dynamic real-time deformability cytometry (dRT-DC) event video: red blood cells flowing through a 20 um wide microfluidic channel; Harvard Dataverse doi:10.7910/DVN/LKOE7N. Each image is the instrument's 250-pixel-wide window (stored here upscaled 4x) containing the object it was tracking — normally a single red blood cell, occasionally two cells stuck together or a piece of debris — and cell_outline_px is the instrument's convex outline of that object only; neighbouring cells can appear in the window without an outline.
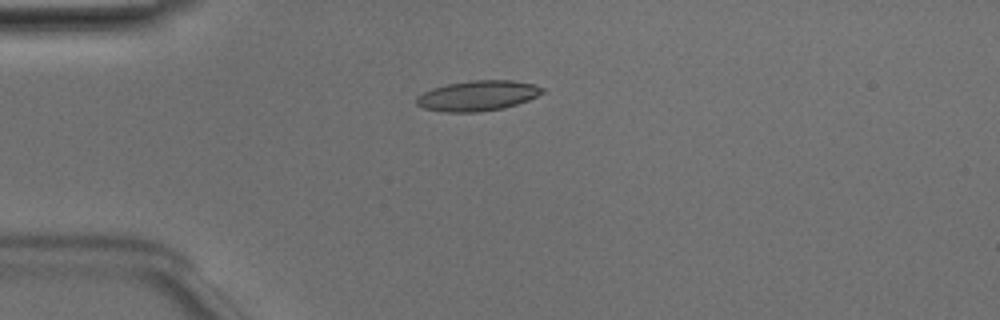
{"species": "Egyptian fruit bat (a non-hibernating species)", "species_latin": "Rousettus aegyptiacus", "temperature_condition": "room temperature", "stored_images_in_passage": 51, "camera_frame_rate_fps": 3000, "um_per_image_px": 0.085, "animal": {"sex": "male"}, "frame": {"image": 1, "passage_image": 13, "time_ms": 4.0, "image_size_px": [1000, 320], "cell_outline_px": [[544, 92], [528, 100], [504, 108], [480, 112], [444, 112], [424, 108], [416, 104], [416, 96], [432, 88], [448, 84], [472, 80], [512, 80], [532, 84], [544, 88]], "centroid_in_image_um": [40.59, 8.14], "position_along_channel_um": 44.4, "area_um2": 22.14}}
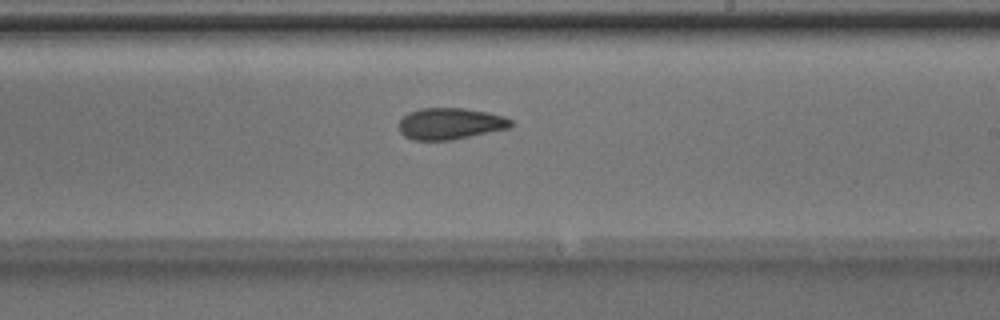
{"frame": {"image": 2, "passage_image": 30, "time_ms": 9.667, "image_size_px": [1000, 320], "cell_outline_px": [[512, 128], [452, 140], [412, 140], [404, 136], [400, 132], [400, 120], [408, 112], [420, 108], [464, 108], [488, 112], [504, 116], [512, 120]], "centroid_in_image_um": [38.3, 10.51], "position_along_channel_um": 250.7, "area_um2": 20.75}}
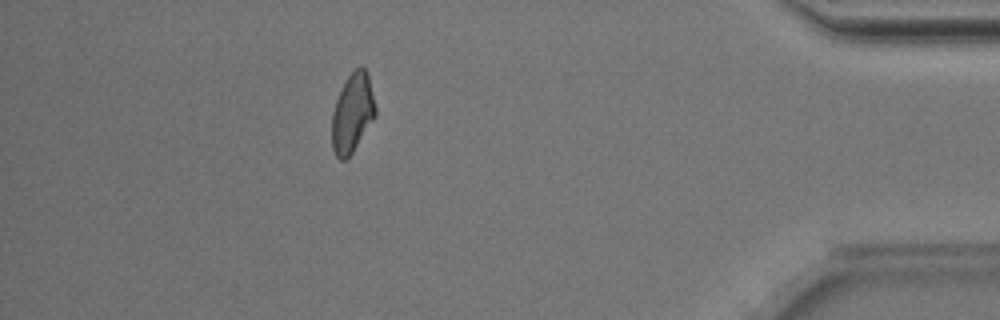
{"frame": {"image": 3, "passage_image": 45, "time_ms": 14.667, "image_size_px": [1000, 320], "cell_outline_px": [[376, 116], [352, 152], [344, 160], [340, 160], [336, 156], [332, 148], [332, 112], [336, 100], [348, 76], [360, 64], [368, 72], [376, 108]], "centroid_in_image_um": [29.96, 9.59], "position_along_channel_um": 405.2, "area_um2": 19.94}, "authors_computed_cell_mechanics": {"area_um2": 20.9814, "velocity_mm_per_s": 4.0107, "shape_relaxation_time_tau1_ms": 9.5551, "shape_relaxation_time_tau2_ms": 3.4523, "deformation_change_tau1": 0.2253, "deformation_change_tau2": 0.1057}}